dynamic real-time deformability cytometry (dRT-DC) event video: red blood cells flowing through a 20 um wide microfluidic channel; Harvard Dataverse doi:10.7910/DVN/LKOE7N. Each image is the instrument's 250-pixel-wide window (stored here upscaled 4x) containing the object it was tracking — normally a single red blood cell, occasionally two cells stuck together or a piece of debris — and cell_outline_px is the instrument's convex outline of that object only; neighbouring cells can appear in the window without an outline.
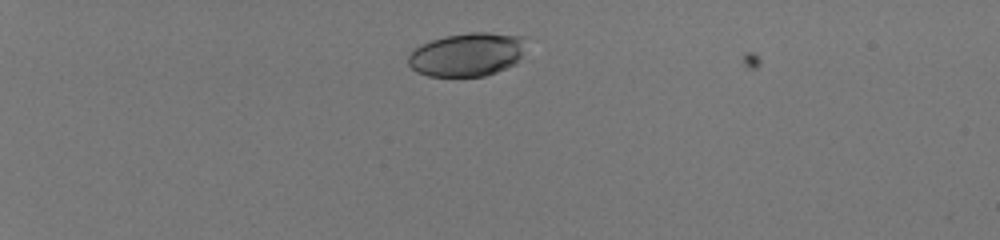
{"species": "human", "species_latin": "Homo sapiens", "temperature_condition": "room temperature", "stored_images_in_passage": 39, "camera_frame_rate_fps": 3000, "um_per_image_px": 0.085, "donor": {"sex": "male"}, "frame": {"image": 1, "passage_image": 1, "time_ms": 0.0, "image_size_px": [1000, 240], "cell_outline_px": [[524, 36], [520, 56], [516, 64], [496, 72], [484, 76], [428, 76], [416, 72], [408, 64], [408, 56], [420, 44], [444, 36], [468, 32], [492, 32]], "centroid_in_image_um": [39.68, 4.63], "position_along_channel_um": 45.3, "area_um2": 29.82}}
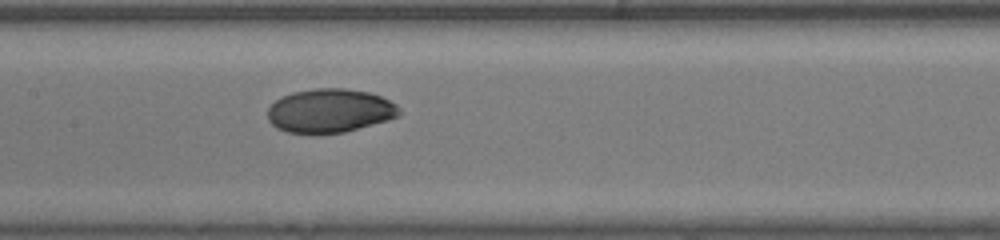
{"frame": {"image": 2, "passage_image": 17, "time_ms": 5.333, "image_size_px": [1000, 240], "cell_outline_px": [[400, 116], [388, 120], [344, 132], [288, 132], [276, 128], [268, 120], [268, 108], [276, 100], [292, 92], [316, 88], [344, 88], [368, 92], [380, 96], [396, 104], [400, 108]], "centroid_in_image_um": [28.05, 9.4], "position_along_channel_um": 179.3, "area_um2": 33.23}}
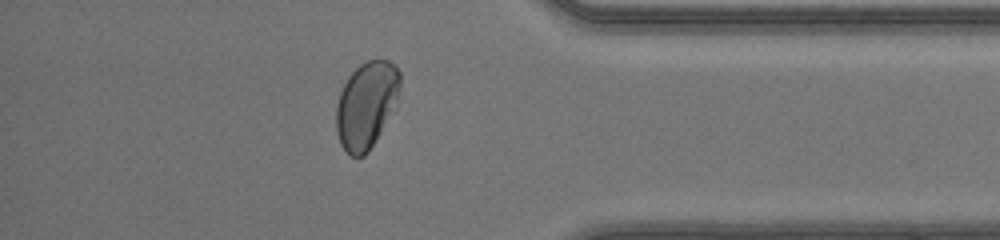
{"frame": {"image": 3, "passage_image": 34, "time_ms": 11.0, "image_size_px": [1000, 240], "cell_outline_px": [[400, 100], [396, 108], [368, 152], [364, 156], [352, 156], [340, 144], [336, 132], [336, 104], [340, 92], [348, 76], [360, 64], [368, 60], [388, 60], [396, 64], [400, 72]], "centroid_in_image_um": [31.17, 8.9], "position_along_channel_um": 404.0, "area_um2": 32.71}, "authors_computed_cell_mechanics": {"area_um2": 33.5818, "velocity_mm_per_s": 4.1322, "shape_relaxation_time_tau1_ms": 3.2563, "shape_relaxation_time_tau2_ms": null, "deformation_change_tau1": 0.1469, "deformation_change_tau2": null}}